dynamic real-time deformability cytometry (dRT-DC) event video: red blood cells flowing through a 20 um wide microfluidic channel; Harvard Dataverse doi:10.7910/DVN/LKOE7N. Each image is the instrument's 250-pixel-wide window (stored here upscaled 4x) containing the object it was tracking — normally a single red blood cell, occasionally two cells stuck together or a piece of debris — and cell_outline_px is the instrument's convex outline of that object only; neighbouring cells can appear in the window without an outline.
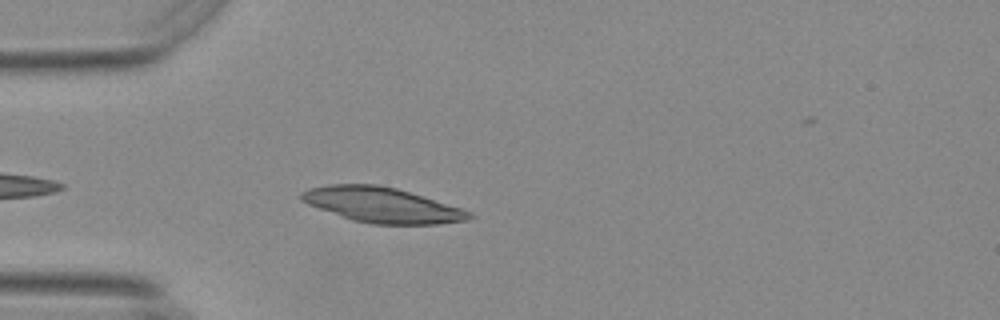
{"species": "Egyptian fruit bat (a non-hibernating species)", "species_latin": "Rousettus aegyptiacus", "temperature_condition": "warm", "stored_images_in_passage": 44, "camera_frame_rate_fps": 3000, "um_per_image_px": 0.085, "animal": {"sex": "female"}, "frame": {"image": 1, "passage_image": 5, "time_ms": 1.333, "image_size_px": [1000, 320], "cell_outline_px": [[472, 216], [468, 220], [440, 224], [372, 224], [352, 220], [308, 204], [300, 200], [300, 192], [308, 188], [332, 184], [376, 184], [396, 188], [460, 208], [472, 212]], "centroid_in_image_um": [32.44, 17.42], "position_along_channel_um": 52.6, "area_um2": 34.04}}
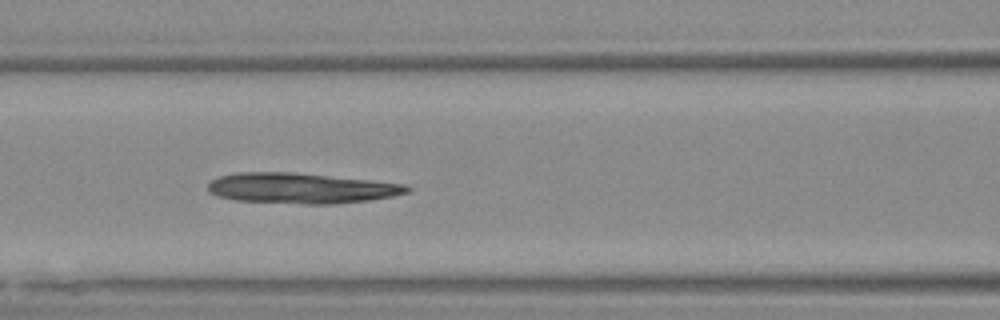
{"frame": {"image": 2, "passage_image": 13, "time_ms": 4.0, "image_size_px": [1000, 320], "cell_outline_px": [[412, 188], [408, 192], [392, 196], [368, 200], [336, 204], [304, 204], [236, 200], [216, 196], [208, 192], [208, 184], [212, 180], [220, 176], [236, 172], [292, 172], [368, 180], [404, 184]], "centroid_in_image_um": [25.55, 16.0], "position_along_channel_um": 141.0, "area_um2": 35.2}}
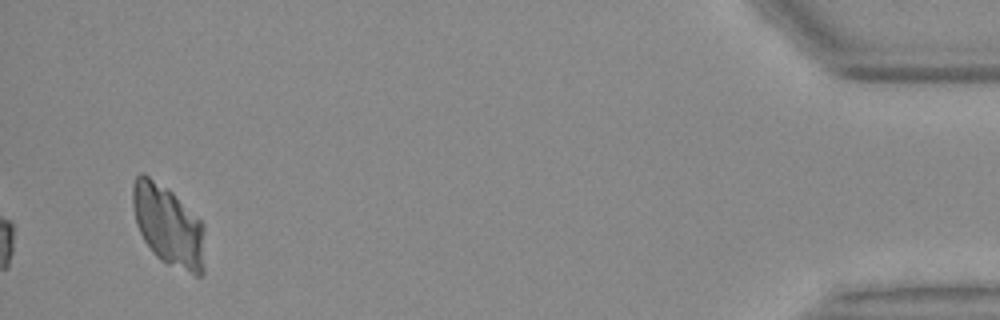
{"frame": {"image": 3, "passage_image": 42, "time_ms": 13.667, "image_size_px": [1000, 320], "cell_outline_px": [[204, 272], [200, 276], [196, 276], [168, 264], [160, 260], [152, 252], [144, 240], [136, 224], [132, 204], [132, 184], [136, 176], [140, 172], [144, 172], [168, 188], [204, 224]], "centroid_in_image_um": [14.29, 19.17], "position_along_channel_um": 420.9, "area_um2": 34.28}}